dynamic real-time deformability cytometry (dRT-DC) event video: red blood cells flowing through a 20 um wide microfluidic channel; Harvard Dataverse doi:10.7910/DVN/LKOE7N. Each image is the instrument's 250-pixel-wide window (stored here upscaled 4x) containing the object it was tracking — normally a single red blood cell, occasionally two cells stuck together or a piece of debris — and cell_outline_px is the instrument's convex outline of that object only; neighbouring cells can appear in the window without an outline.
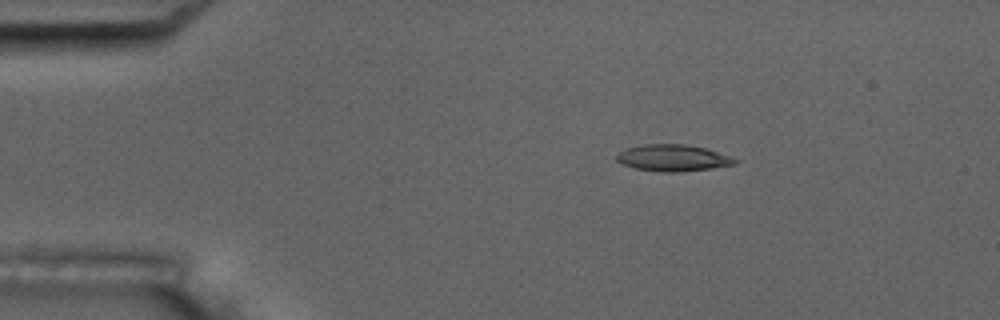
{"species": "common noctule bat (a hibernating species)", "species_latin": "Nyctalus noctula", "temperature_condition": "room temperature", "stored_images_in_passage": 4, "camera_frame_rate_fps": 3000, "um_per_image_px": 0.085, "animal": {"sex": "male", "body_mass_g": 17.5, "forearm_length_mm": 52.3}, "frame": {"image": 1, "passage_image": 2, "time_ms": 1.333, "image_size_px": [1000, 320], "cell_outline_px": [[740, 160], [736, 164], [712, 168], [680, 172], [664, 172], [636, 168], [624, 164], [616, 160], [616, 156], [624, 148], [644, 144], [684, 144], [704, 148], [732, 156]], "centroid_in_image_um": [57.23, 13.42], "position_along_channel_um": 27.8, "area_um2": 18.32}}